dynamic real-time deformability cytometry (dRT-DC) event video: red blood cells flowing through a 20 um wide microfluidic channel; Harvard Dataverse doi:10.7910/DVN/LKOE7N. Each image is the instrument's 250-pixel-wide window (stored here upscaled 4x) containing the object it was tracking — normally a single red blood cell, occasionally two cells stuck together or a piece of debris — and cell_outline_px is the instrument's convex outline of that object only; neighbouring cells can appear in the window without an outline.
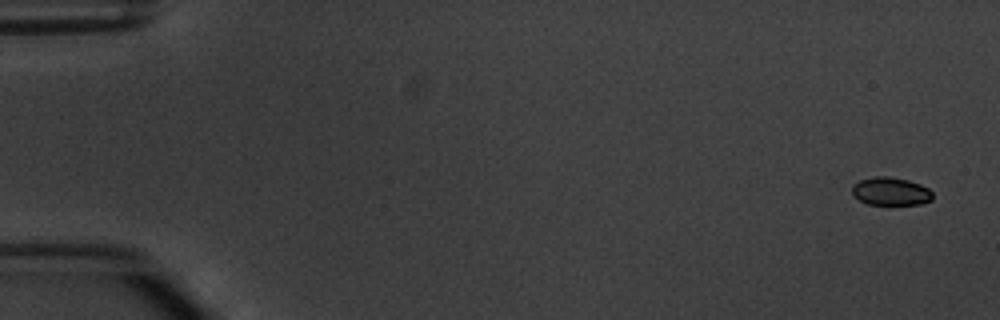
{"species": "common noctule bat (a hibernating species)", "species_latin": "Nyctalus noctula", "temperature_condition": "warm", "stored_images_in_passage": 5, "camera_frame_rate_fps": 3000, "um_per_image_px": 0.085, "animal": {"sex": "male", "body_mass_g": 20.1, "forearm_length_mm": 53.5}, "frame": {"image": 1, "passage_image": 1, "time_ms": 0.0, "image_size_px": [1000, 320], "cell_outline_px": [[932, 200], [920, 204], [868, 204], [860, 200], [852, 192], [852, 184], [860, 180], [872, 176], [888, 176], [908, 180], [920, 184], [928, 188], [932, 192]], "centroid_in_image_um": [75.71, 16.25], "position_along_channel_um": 9.3, "area_um2": 13.12}}
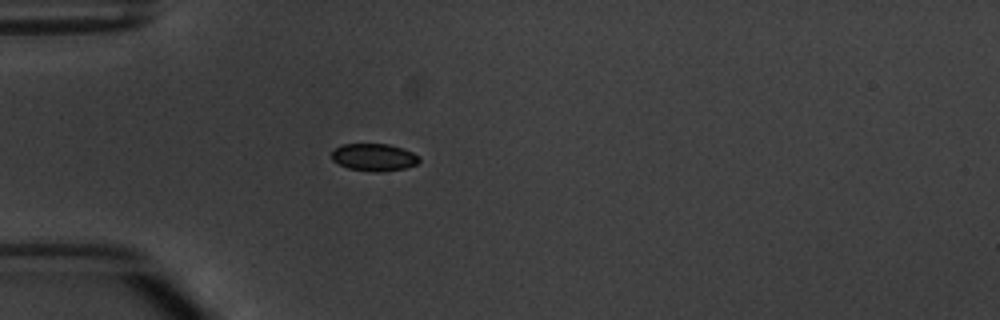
{"frame": {"image": 2, "passage_image": 5, "time_ms": 4.667, "image_size_px": [1000, 320], "cell_outline_px": [[420, 160], [416, 164], [404, 168], [380, 172], [348, 168], [332, 160], [332, 152], [340, 144], [388, 144], [404, 148], [420, 156]], "centroid_in_image_um": [31.81, 13.35], "position_along_channel_um": 53.2, "area_um2": 13.87}}